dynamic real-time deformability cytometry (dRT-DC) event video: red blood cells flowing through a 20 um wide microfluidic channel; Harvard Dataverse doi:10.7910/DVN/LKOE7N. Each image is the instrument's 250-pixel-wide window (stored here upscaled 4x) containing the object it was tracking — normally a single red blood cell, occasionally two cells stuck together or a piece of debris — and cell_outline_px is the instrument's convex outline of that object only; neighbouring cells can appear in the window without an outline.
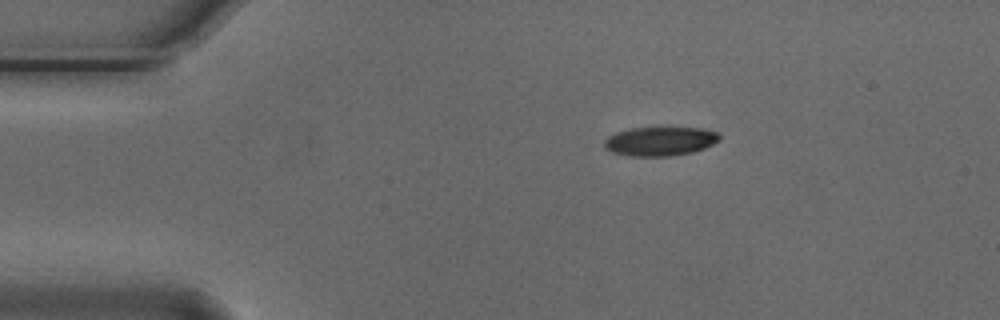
{"species": "Egyptian fruit bat (a non-hibernating species)", "species_latin": "Rousettus aegyptiacus", "temperature_condition": "cold", "stored_images_in_passage": 4, "camera_frame_rate_fps": 3000, "um_per_image_px": 0.085, "animal": {"sex": "male"}, "frame": {"image": 1, "passage_image": 1, "time_ms": 0.0, "image_size_px": [1000, 320], "cell_outline_px": [[720, 140], [704, 148], [692, 152], [668, 156], [632, 156], [612, 152], [604, 148], [604, 140], [608, 136], [616, 132], [632, 128], [704, 128], [716, 132], [720, 136]], "centroid_in_image_um": [56.09, 12.0], "position_along_channel_um": 28.9, "area_um2": 19.36}}
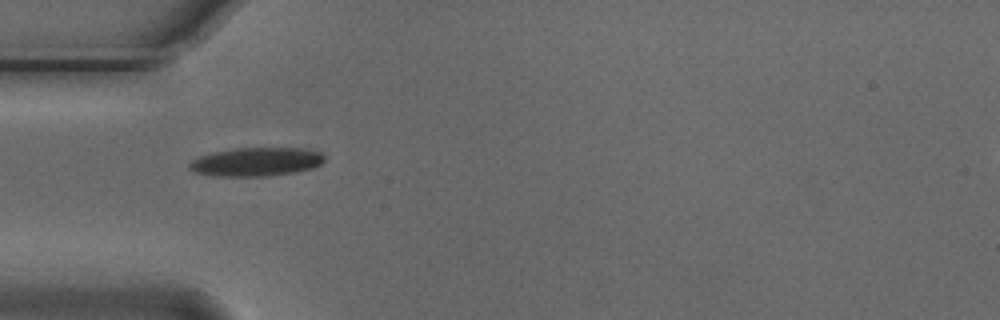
{"frame": {"image": 2, "passage_image": 3, "time_ms": 0.667, "image_size_px": [1000, 320], "cell_outline_px": [[324, 160], [320, 164], [312, 168], [296, 172], [268, 176], [212, 176], [196, 172], [188, 168], [188, 164], [192, 160], [200, 156], [212, 152], [232, 148], [300, 148], [320, 152], [324, 156]], "centroid_in_image_um": [21.75, 13.75], "position_along_channel_um": 63.2, "area_um2": 22.6}}
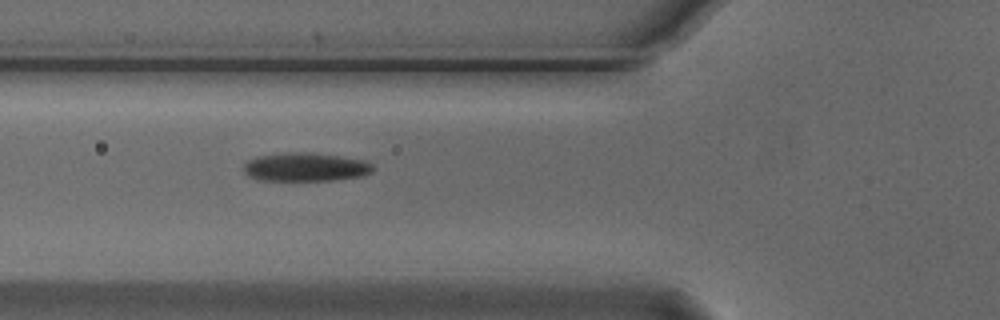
{"frame": {"image": 3, "passage_image": 4, "time_ms": 1.0, "image_size_px": [1000, 320], "cell_outline_px": [[376, 168], [372, 172], [364, 176], [332, 180], [260, 180], [248, 176], [244, 172], [244, 164], [248, 160], [256, 156], [284, 152], [308, 152], [340, 156], [364, 160], [372, 164]], "centroid_in_image_um": [25.98, 14.19], "position_along_channel_um": 99.8, "area_um2": 21.73}}